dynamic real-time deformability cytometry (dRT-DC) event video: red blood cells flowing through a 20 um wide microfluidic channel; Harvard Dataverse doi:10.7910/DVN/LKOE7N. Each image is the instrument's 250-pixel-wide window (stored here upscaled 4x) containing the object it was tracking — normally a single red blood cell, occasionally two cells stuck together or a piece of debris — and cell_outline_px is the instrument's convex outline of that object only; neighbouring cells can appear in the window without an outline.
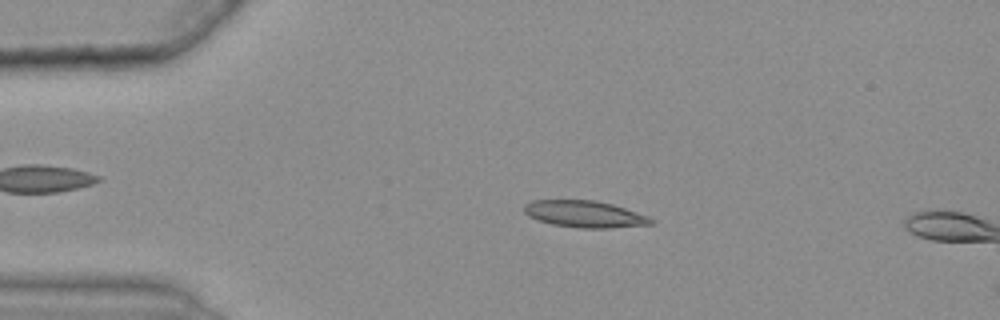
{"species": "common noctule bat (a hibernating species)", "species_latin": "Nyctalus noctula", "temperature_condition": "warm", "stored_images_in_passage": 13, "camera_frame_rate_fps": 3000, "um_per_image_px": 0.085, "animal": {"sex": "female", "body_mass_g": 25.1}, "frame": {"image": 1, "passage_image": 11, "time_ms": 3.333, "image_size_px": [1000, 320], "cell_outline_px": [[656, 220], [652, 224], [608, 228], [576, 228], [552, 224], [528, 216], [524, 212], [524, 204], [532, 200], [596, 200], [612, 204], [648, 216]], "centroid_in_image_um": [49.69, 18.19], "position_along_channel_um": 35.3, "area_um2": 19.77}}